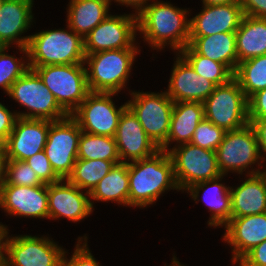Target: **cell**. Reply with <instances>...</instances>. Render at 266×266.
Wrapping results in <instances>:
<instances>
[{
  "instance_id": "6da1fadb",
  "label": "cell",
  "mask_w": 266,
  "mask_h": 266,
  "mask_svg": "<svg viewBox=\"0 0 266 266\" xmlns=\"http://www.w3.org/2000/svg\"><path fill=\"white\" fill-rule=\"evenodd\" d=\"M187 12L163 1L154 2L137 15V29L153 48L161 49L169 42L171 48L180 52L189 45L190 19L186 17Z\"/></svg>"
},
{
  "instance_id": "7a4b0ae2",
  "label": "cell",
  "mask_w": 266,
  "mask_h": 266,
  "mask_svg": "<svg viewBox=\"0 0 266 266\" xmlns=\"http://www.w3.org/2000/svg\"><path fill=\"white\" fill-rule=\"evenodd\" d=\"M128 174L130 206L145 207L165 190L179 189L167 151L159 150L149 158L128 162Z\"/></svg>"
},
{
  "instance_id": "3957f363",
  "label": "cell",
  "mask_w": 266,
  "mask_h": 266,
  "mask_svg": "<svg viewBox=\"0 0 266 266\" xmlns=\"http://www.w3.org/2000/svg\"><path fill=\"white\" fill-rule=\"evenodd\" d=\"M30 35L27 45L29 66L85 63L84 39L70 27Z\"/></svg>"
},
{
  "instance_id": "277c9868",
  "label": "cell",
  "mask_w": 266,
  "mask_h": 266,
  "mask_svg": "<svg viewBox=\"0 0 266 266\" xmlns=\"http://www.w3.org/2000/svg\"><path fill=\"white\" fill-rule=\"evenodd\" d=\"M137 48H122L85 55L90 92L117 93L125 86Z\"/></svg>"
},
{
  "instance_id": "5b68a950",
  "label": "cell",
  "mask_w": 266,
  "mask_h": 266,
  "mask_svg": "<svg viewBox=\"0 0 266 266\" xmlns=\"http://www.w3.org/2000/svg\"><path fill=\"white\" fill-rule=\"evenodd\" d=\"M84 64L29 67L39 75L59 106L71 115L90 93Z\"/></svg>"
},
{
  "instance_id": "8992f818",
  "label": "cell",
  "mask_w": 266,
  "mask_h": 266,
  "mask_svg": "<svg viewBox=\"0 0 266 266\" xmlns=\"http://www.w3.org/2000/svg\"><path fill=\"white\" fill-rule=\"evenodd\" d=\"M7 234V230L2 233L1 266H63L64 250L48 237L21 235L9 239Z\"/></svg>"
},
{
  "instance_id": "52a82bcc",
  "label": "cell",
  "mask_w": 266,
  "mask_h": 266,
  "mask_svg": "<svg viewBox=\"0 0 266 266\" xmlns=\"http://www.w3.org/2000/svg\"><path fill=\"white\" fill-rule=\"evenodd\" d=\"M203 105L205 119L225 131L236 130L249 123L248 99L235 78L215 86Z\"/></svg>"
},
{
  "instance_id": "ba28073f",
  "label": "cell",
  "mask_w": 266,
  "mask_h": 266,
  "mask_svg": "<svg viewBox=\"0 0 266 266\" xmlns=\"http://www.w3.org/2000/svg\"><path fill=\"white\" fill-rule=\"evenodd\" d=\"M7 95L30 110L28 113H16L19 118L56 121L68 116L31 68L11 85Z\"/></svg>"
},
{
  "instance_id": "9c48e42d",
  "label": "cell",
  "mask_w": 266,
  "mask_h": 266,
  "mask_svg": "<svg viewBox=\"0 0 266 266\" xmlns=\"http://www.w3.org/2000/svg\"><path fill=\"white\" fill-rule=\"evenodd\" d=\"M173 162L174 177L179 190L223 176L218 168L216 151L192 143L167 150Z\"/></svg>"
},
{
  "instance_id": "30bf717a",
  "label": "cell",
  "mask_w": 266,
  "mask_h": 266,
  "mask_svg": "<svg viewBox=\"0 0 266 266\" xmlns=\"http://www.w3.org/2000/svg\"><path fill=\"white\" fill-rule=\"evenodd\" d=\"M81 128L71 116L50 121L44 152L56 175L66 180L72 173L77 160Z\"/></svg>"
},
{
  "instance_id": "8fae6325",
  "label": "cell",
  "mask_w": 266,
  "mask_h": 266,
  "mask_svg": "<svg viewBox=\"0 0 266 266\" xmlns=\"http://www.w3.org/2000/svg\"><path fill=\"white\" fill-rule=\"evenodd\" d=\"M127 107L139 120L147 136L160 148L168 138L173 100L166 92H133Z\"/></svg>"
},
{
  "instance_id": "7c38bea8",
  "label": "cell",
  "mask_w": 266,
  "mask_h": 266,
  "mask_svg": "<svg viewBox=\"0 0 266 266\" xmlns=\"http://www.w3.org/2000/svg\"><path fill=\"white\" fill-rule=\"evenodd\" d=\"M116 93L90 92L71 116L83 132L114 137L127 103L116 109L111 96Z\"/></svg>"
},
{
  "instance_id": "4fadbf2b",
  "label": "cell",
  "mask_w": 266,
  "mask_h": 266,
  "mask_svg": "<svg viewBox=\"0 0 266 266\" xmlns=\"http://www.w3.org/2000/svg\"><path fill=\"white\" fill-rule=\"evenodd\" d=\"M217 164L224 176L229 170L241 174L249 165L264 162L260 154L255 130L250 123L236 130L226 131L217 150Z\"/></svg>"
},
{
  "instance_id": "5bb4252c",
  "label": "cell",
  "mask_w": 266,
  "mask_h": 266,
  "mask_svg": "<svg viewBox=\"0 0 266 266\" xmlns=\"http://www.w3.org/2000/svg\"><path fill=\"white\" fill-rule=\"evenodd\" d=\"M136 30L137 15H109L83 38L85 55L112 49L137 48L134 46Z\"/></svg>"
},
{
  "instance_id": "9a60e30c",
  "label": "cell",
  "mask_w": 266,
  "mask_h": 266,
  "mask_svg": "<svg viewBox=\"0 0 266 266\" xmlns=\"http://www.w3.org/2000/svg\"><path fill=\"white\" fill-rule=\"evenodd\" d=\"M49 127L50 120L18 117L3 145L6 160L24 161L44 150Z\"/></svg>"
},
{
  "instance_id": "2e32d148",
  "label": "cell",
  "mask_w": 266,
  "mask_h": 266,
  "mask_svg": "<svg viewBox=\"0 0 266 266\" xmlns=\"http://www.w3.org/2000/svg\"><path fill=\"white\" fill-rule=\"evenodd\" d=\"M0 207L10 215L48 218V184L17 186L3 184Z\"/></svg>"
},
{
  "instance_id": "e0dca14e",
  "label": "cell",
  "mask_w": 266,
  "mask_h": 266,
  "mask_svg": "<svg viewBox=\"0 0 266 266\" xmlns=\"http://www.w3.org/2000/svg\"><path fill=\"white\" fill-rule=\"evenodd\" d=\"M114 139L120 160L124 163L149 158L160 150L128 107L121 114Z\"/></svg>"
},
{
  "instance_id": "ac0fdd59",
  "label": "cell",
  "mask_w": 266,
  "mask_h": 266,
  "mask_svg": "<svg viewBox=\"0 0 266 266\" xmlns=\"http://www.w3.org/2000/svg\"><path fill=\"white\" fill-rule=\"evenodd\" d=\"M63 181L48 184V218L66 217L70 221H80L93 209L89 193L85 196L76 185L67 179L65 183Z\"/></svg>"
},
{
  "instance_id": "d6986e66",
  "label": "cell",
  "mask_w": 266,
  "mask_h": 266,
  "mask_svg": "<svg viewBox=\"0 0 266 266\" xmlns=\"http://www.w3.org/2000/svg\"><path fill=\"white\" fill-rule=\"evenodd\" d=\"M169 81L167 95L173 102L203 103L213 92L215 84L198 75L191 65L178 55Z\"/></svg>"
},
{
  "instance_id": "ffe728a7",
  "label": "cell",
  "mask_w": 266,
  "mask_h": 266,
  "mask_svg": "<svg viewBox=\"0 0 266 266\" xmlns=\"http://www.w3.org/2000/svg\"><path fill=\"white\" fill-rule=\"evenodd\" d=\"M203 6L201 13L190 19V37L236 32L244 17L240 3Z\"/></svg>"
},
{
  "instance_id": "44dd1931",
  "label": "cell",
  "mask_w": 266,
  "mask_h": 266,
  "mask_svg": "<svg viewBox=\"0 0 266 266\" xmlns=\"http://www.w3.org/2000/svg\"><path fill=\"white\" fill-rule=\"evenodd\" d=\"M33 0H3L0 11V47L17 43L20 51L28 57L27 45L30 35L18 38L32 22Z\"/></svg>"
},
{
  "instance_id": "7402d4cb",
  "label": "cell",
  "mask_w": 266,
  "mask_h": 266,
  "mask_svg": "<svg viewBox=\"0 0 266 266\" xmlns=\"http://www.w3.org/2000/svg\"><path fill=\"white\" fill-rule=\"evenodd\" d=\"M224 241L233 246V262L266 240V213L231 217L225 225Z\"/></svg>"
},
{
  "instance_id": "603a6c76",
  "label": "cell",
  "mask_w": 266,
  "mask_h": 266,
  "mask_svg": "<svg viewBox=\"0 0 266 266\" xmlns=\"http://www.w3.org/2000/svg\"><path fill=\"white\" fill-rule=\"evenodd\" d=\"M236 189L230 188L231 217L266 213V171L254 169Z\"/></svg>"
},
{
  "instance_id": "cb8c5ba5",
  "label": "cell",
  "mask_w": 266,
  "mask_h": 266,
  "mask_svg": "<svg viewBox=\"0 0 266 266\" xmlns=\"http://www.w3.org/2000/svg\"><path fill=\"white\" fill-rule=\"evenodd\" d=\"M205 118L201 102H174L167 141L159 148L167 151L172 141L190 143L197 125Z\"/></svg>"
},
{
  "instance_id": "d4e9b609",
  "label": "cell",
  "mask_w": 266,
  "mask_h": 266,
  "mask_svg": "<svg viewBox=\"0 0 266 266\" xmlns=\"http://www.w3.org/2000/svg\"><path fill=\"white\" fill-rule=\"evenodd\" d=\"M189 45L199 55L225 64L235 73L238 66L235 32H221L210 36L190 37Z\"/></svg>"
},
{
  "instance_id": "484cf974",
  "label": "cell",
  "mask_w": 266,
  "mask_h": 266,
  "mask_svg": "<svg viewBox=\"0 0 266 266\" xmlns=\"http://www.w3.org/2000/svg\"><path fill=\"white\" fill-rule=\"evenodd\" d=\"M221 177H218L216 179L208 180V181H202L199 183H196L189 187L187 191L190 192L191 196L193 197L194 201L197 200L198 194L200 190H203L205 187L208 186V188H205L203 193V199L206 202L207 205H209V210L212 211V215L210 220L208 221L210 226H222L226 225L229 220L231 219V194H230V187H226L223 184L218 183L219 179ZM211 184H213L211 186ZM210 193V194H209ZM209 194V198H205L206 195ZM211 195V196H210Z\"/></svg>"
},
{
  "instance_id": "4316f807",
  "label": "cell",
  "mask_w": 266,
  "mask_h": 266,
  "mask_svg": "<svg viewBox=\"0 0 266 266\" xmlns=\"http://www.w3.org/2000/svg\"><path fill=\"white\" fill-rule=\"evenodd\" d=\"M235 35L238 63L266 55V18L244 15Z\"/></svg>"
},
{
  "instance_id": "83f0119b",
  "label": "cell",
  "mask_w": 266,
  "mask_h": 266,
  "mask_svg": "<svg viewBox=\"0 0 266 266\" xmlns=\"http://www.w3.org/2000/svg\"><path fill=\"white\" fill-rule=\"evenodd\" d=\"M111 0H71L68 12V27L84 38L99 25L108 14Z\"/></svg>"
},
{
  "instance_id": "f1b7e54d",
  "label": "cell",
  "mask_w": 266,
  "mask_h": 266,
  "mask_svg": "<svg viewBox=\"0 0 266 266\" xmlns=\"http://www.w3.org/2000/svg\"><path fill=\"white\" fill-rule=\"evenodd\" d=\"M93 200L116 201L129 205L128 162L115 164L89 193Z\"/></svg>"
},
{
  "instance_id": "f546056e",
  "label": "cell",
  "mask_w": 266,
  "mask_h": 266,
  "mask_svg": "<svg viewBox=\"0 0 266 266\" xmlns=\"http://www.w3.org/2000/svg\"><path fill=\"white\" fill-rule=\"evenodd\" d=\"M120 162L102 159H77L67 180L80 188L81 191L87 189L86 194L90 193L111 168Z\"/></svg>"
},
{
  "instance_id": "4dcf8cb0",
  "label": "cell",
  "mask_w": 266,
  "mask_h": 266,
  "mask_svg": "<svg viewBox=\"0 0 266 266\" xmlns=\"http://www.w3.org/2000/svg\"><path fill=\"white\" fill-rule=\"evenodd\" d=\"M234 78L238 81L247 99L257 91L266 89V55L238 63Z\"/></svg>"
},
{
  "instance_id": "1f68e13d",
  "label": "cell",
  "mask_w": 266,
  "mask_h": 266,
  "mask_svg": "<svg viewBox=\"0 0 266 266\" xmlns=\"http://www.w3.org/2000/svg\"><path fill=\"white\" fill-rule=\"evenodd\" d=\"M77 159L121 161L114 137L81 132Z\"/></svg>"
},
{
  "instance_id": "d6a6232c",
  "label": "cell",
  "mask_w": 266,
  "mask_h": 266,
  "mask_svg": "<svg viewBox=\"0 0 266 266\" xmlns=\"http://www.w3.org/2000/svg\"><path fill=\"white\" fill-rule=\"evenodd\" d=\"M178 54L182 55L198 75L210 80L216 86L225 84L234 78V73L225 64L199 55L190 45Z\"/></svg>"
},
{
  "instance_id": "836d02e7",
  "label": "cell",
  "mask_w": 266,
  "mask_h": 266,
  "mask_svg": "<svg viewBox=\"0 0 266 266\" xmlns=\"http://www.w3.org/2000/svg\"><path fill=\"white\" fill-rule=\"evenodd\" d=\"M4 184L17 186L44 185L30 165L19 160H6Z\"/></svg>"
},
{
  "instance_id": "e575fe53",
  "label": "cell",
  "mask_w": 266,
  "mask_h": 266,
  "mask_svg": "<svg viewBox=\"0 0 266 266\" xmlns=\"http://www.w3.org/2000/svg\"><path fill=\"white\" fill-rule=\"evenodd\" d=\"M8 47H0V87L8 94L11 85L29 69V64L5 54Z\"/></svg>"
},
{
  "instance_id": "d590c367",
  "label": "cell",
  "mask_w": 266,
  "mask_h": 266,
  "mask_svg": "<svg viewBox=\"0 0 266 266\" xmlns=\"http://www.w3.org/2000/svg\"><path fill=\"white\" fill-rule=\"evenodd\" d=\"M226 131L214 125L211 121L203 119L196 127L190 141L193 145L216 151L223 141Z\"/></svg>"
},
{
  "instance_id": "8d00e7d4",
  "label": "cell",
  "mask_w": 266,
  "mask_h": 266,
  "mask_svg": "<svg viewBox=\"0 0 266 266\" xmlns=\"http://www.w3.org/2000/svg\"><path fill=\"white\" fill-rule=\"evenodd\" d=\"M35 171L44 184H52L61 179L54 172L44 150L24 160Z\"/></svg>"
},
{
  "instance_id": "74e56055",
  "label": "cell",
  "mask_w": 266,
  "mask_h": 266,
  "mask_svg": "<svg viewBox=\"0 0 266 266\" xmlns=\"http://www.w3.org/2000/svg\"><path fill=\"white\" fill-rule=\"evenodd\" d=\"M82 239L83 238H80V240H78L76 250H74V253L69 261L68 259H65L66 257H63V266H99L98 262L95 258H93L87 248V243L84 242V245L79 246L81 245L80 241Z\"/></svg>"
},
{
  "instance_id": "f35d334b",
  "label": "cell",
  "mask_w": 266,
  "mask_h": 266,
  "mask_svg": "<svg viewBox=\"0 0 266 266\" xmlns=\"http://www.w3.org/2000/svg\"><path fill=\"white\" fill-rule=\"evenodd\" d=\"M239 261V266H266V240L253 247Z\"/></svg>"
},
{
  "instance_id": "ab89813d",
  "label": "cell",
  "mask_w": 266,
  "mask_h": 266,
  "mask_svg": "<svg viewBox=\"0 0 266 266\" xmlns=\"http://www.w3.org/2000/svg\"><path fill=\"white\" fill-rule=\"evenodd\" d=\"M266 117V89L257 91L248 99V118Z\"/></svg>"
},
{
  "instance_id": "60d3db41",
  "label": "cell",
  "mask_w": 266,
  "mask_h": 266,
  "mask_svg": "<svg viewBox=\"0 0 266 266\" xmlns=\"http://www.w3.org/2000/svg\"><path fill=\"white\" fill-rule=\"evenodd\" d=\"M17 118L16 113H11L0 103V146H3L8 140Z\"/></svg>"
},
{
  "instance_id": "b9f144b4",
  "label": "cell",
  "mask_w": 266,
  "mask_h": 266,
  "mask_svg": "<svg viewBox=\"0 0 266 266\" xmlns=\"http://www.w3.org/2000/svg\"><path fill=\"white\" fill-rule=\"evenodd\" d=\"M244 15L266 18V0H240Z\"/></svg>"
},
{
  "instance_id": "7bdbcfd3",
  "label": "cell",
  "mask_w": 266,
  "mask_h": 266,
  "mask_svg": "<svg viewBox=\"0 0 266 266\" xmlns=\"http://www.w3.org/2000/svg\"><path fill=\"white\" fill-rule=\"evenodd\" d=\"M249 123L255 130L260 154L263 151L266 154V117L265 118H248ZM262 149V150H261Z\"/></svg>"
},
{
  "instance_id": "ee69618b",
  "label": "cell",
  "mask_w": 266,
  "mask_h": 266,
  "mask_svg": "<svg viewBox=\"0 0 266 266\" xmlns=\"http://www.w3.org/2000/svg\"><path fill=\"white\" fill-rule=\"evenodd\" d=\"M122 5H130L136 8V15H138L148 4H146L148 0H115ZM146 5V6H145Z\"/></svg>"
},
{
  "instance_id": "f6af8a7d",
  "label": "cell",
  "mask_w": 266,
  "mask_h": 266,
  "mask_svg": "<svg viewBox=\"0 0 266 266\" xmlns=\"http://www.w3.org/2000/svg\"><path fill=\"white\" fill-rule=\"evenodd\" d=\"M6 155L3 146H0V188L5 182Z\"/></svg>"
},
{
  "instance_id": "bcb514c9",
  "label": "cell",
  "mask_w": 266,
  "mask_h": 266,
  "mask_svg": "<svg viewBox=\"0 0 266 266\" xmlns=\"http://www.w3.org/2000/svg\"><path fill=\"white\" fill-rule=\"evenodd\" d=\"M240 0H203L204 5H220L228 3H239Z\"/></svg>"
},
{
  "instance_id": "7dc6e473",
  "label": "cell",
  "mask_w": 266,
  "mask_h": 266,
  "mask_svg": "<svg viewBox=\"0 0 266 266\" xmlns=\"http://www.w3.org/2000/svg\"><path fill=\"white\" fill-rule=\"evenodd\" d=\"M7 227L0 224V243H2V233L3 231H6Z\"/></svg>"
},
{
  "instance_id": "c3c4849f",
  "label": "cell",
  "mask_w": 266,
  "mask_h": 266,
  "mask_svg": "<svg viewBox=\"0 0 266 266\" xmlns=\"http://www.w3.org/2000/svg\"><path fill=\"white\" fill-rule=\"evenodd\" d=\"M172 264H173V265H171V266H182V265H180L179 261H177V259H176L175 256H174V258H173ZM183 266H184V265H183Z\"/></svg>"
},
{
  "instance_id": "681fc988",
  "label": "cell",
  "mask_w": 266,
  "mask_h": 266,
  "mask_svg": "<svg viewBox=\"0 0 266 266\" xmlns=\"http://www.w3.org/2000/svg\"><path fill=\"white\" fill-rule=\"evenodd\" d=\"M1 258H2V243H0V266H1Z\"/></svg>"
},
{
  "instance_id": "f907efd6",
  "label": "cell",
  "mask_w": 266,
  "mask_h": 266,
  "mask_svg": "<svg viewBox=\"0 0 266 266\" xmlns=\"http://www.w3.org/2000/svg\"><path fill=\"white\" fill-rule=\"evenodd\" d=\"M2 2H3V0H0V11H1Z\"/></svg>"
}]
</instances>
